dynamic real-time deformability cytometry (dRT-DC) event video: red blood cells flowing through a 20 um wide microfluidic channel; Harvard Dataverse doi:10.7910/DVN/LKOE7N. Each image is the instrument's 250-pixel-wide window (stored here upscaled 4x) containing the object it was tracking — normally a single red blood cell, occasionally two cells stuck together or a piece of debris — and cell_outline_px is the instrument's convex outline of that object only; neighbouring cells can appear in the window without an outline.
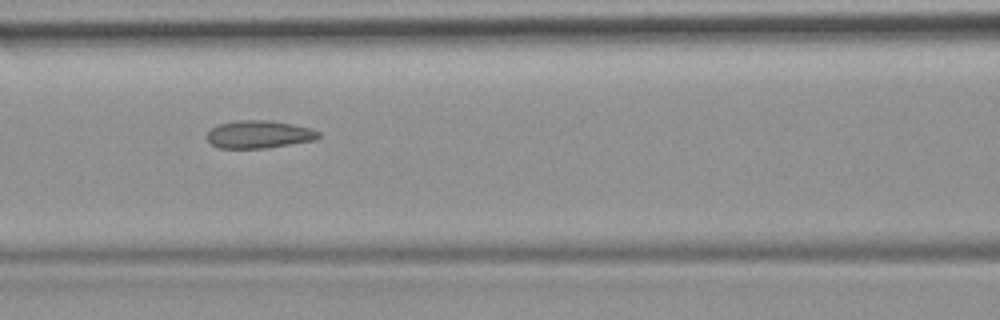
{"species": "common noctule bat (a hibernating species)", "species_latin": "Nyctalus noctula", "temperature_condition": "room temperature", "stored_images_in_passage": 35, "camera_frame_rate_fps": 3000, "um_per_image_px": 0.085, "animal": {"sex": "female", "body_mass_g": 19.9}, "frame": {"image": 1, "passage_image": 6, "time_ms": 1.667, "image_size_px": [1000, 320], "cell_outline_px": [[320, 136], [316, 140], [264, 148], [220, 148], [212, 144], [208, 140], [208, 132], [212, 128], [220, 124], [240, 120], [272, 120], [312, 128], [320, 132]], "centroid_in_image_um": [22.06, 11.42], "position_along_channel_um": 144.5, "area_um2": 17.92}}